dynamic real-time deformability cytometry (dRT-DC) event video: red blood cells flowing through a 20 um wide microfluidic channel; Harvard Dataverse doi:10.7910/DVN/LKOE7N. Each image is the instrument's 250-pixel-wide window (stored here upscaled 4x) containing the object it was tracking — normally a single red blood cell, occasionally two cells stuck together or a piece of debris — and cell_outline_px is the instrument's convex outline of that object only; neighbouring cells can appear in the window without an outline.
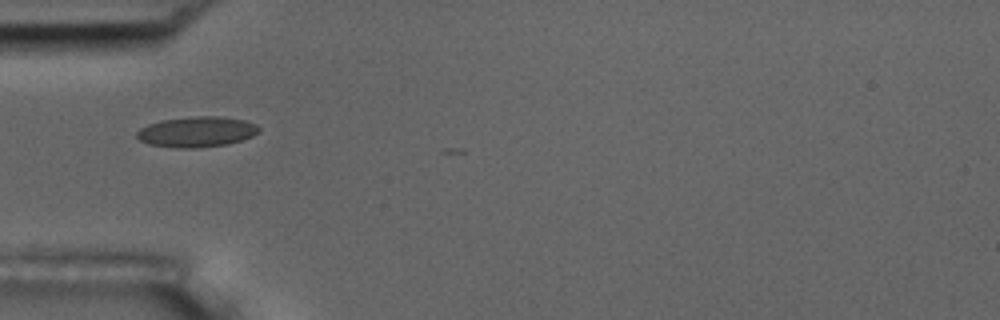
{"species": "common noctule bat (a hibernating species)", "species_latin": "Nyctalus noctula", "temperature_condition": "room temperature", "stored_images_in_passage": 24, "camera_frame_rate_fps": 3000, "um_per_image_px": 0.085, "animal": {"sex": "male", "body_mass_g": 17.5, "forearm_length_mm": 52.3}, "frame": {"image": 1, "passage_image": 1, "time_ms": 0.0, "image_size_px": [1000, 320], "cell_outline_px": [[260, 132], [252, 136], [228, 144], [196, 148], [180, 148], [148, 144], [140, 140], [136, 136], [136, 132], [140, 128], [148, 124], [160, 120], [196, 116], [220, 116], [244, 120], [256, 124], [260, 128]], "centroid_in_image_um": [16.72, 11.2], "position_along_channel_um": 68.3, "area_um2": 21.73}}
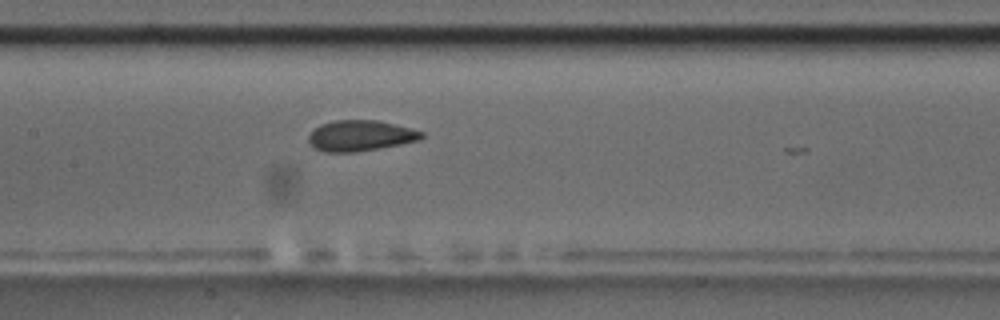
{"frame": {"image": 2, "passage_image": 10, "time_ms": 3.0, "image_size_px": [1000, 320], "cell_outline_px": [[424, 136], [420, 140], [380, 148], [356, 152], [324, 152], [316, 148], [308, 140], [308, 136], [320, 124], [336, 120], [376, 120], [396, 124], [412, 128], [424, 132]], "centroid_in_image_um": [30.67, 11.53], "position_along_channel_um": 176.7, "area_um2": 20.23}}
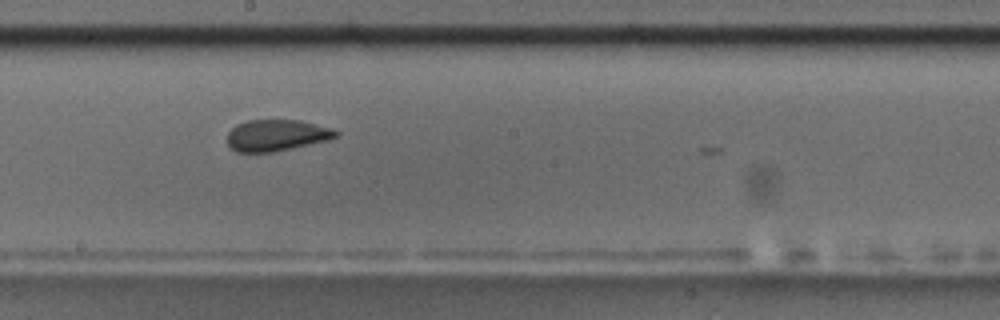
{"frame": {"image": 3, "passage_image": 14, "time_ms": 4.333, "image_size_px": [1000, 320], "cell_outline_px": [[340, 132], [336, 136], [328, 140], [292, 148], [272, 152], [236, 152], [228, 144], [228, 132], [236, 124], [248, 120], [300, 120], [332, 128]], "centroid_in_image_um": [23.5, 11.49], "position_along_channel_um": 224.7, "area_um2": 19.83}}